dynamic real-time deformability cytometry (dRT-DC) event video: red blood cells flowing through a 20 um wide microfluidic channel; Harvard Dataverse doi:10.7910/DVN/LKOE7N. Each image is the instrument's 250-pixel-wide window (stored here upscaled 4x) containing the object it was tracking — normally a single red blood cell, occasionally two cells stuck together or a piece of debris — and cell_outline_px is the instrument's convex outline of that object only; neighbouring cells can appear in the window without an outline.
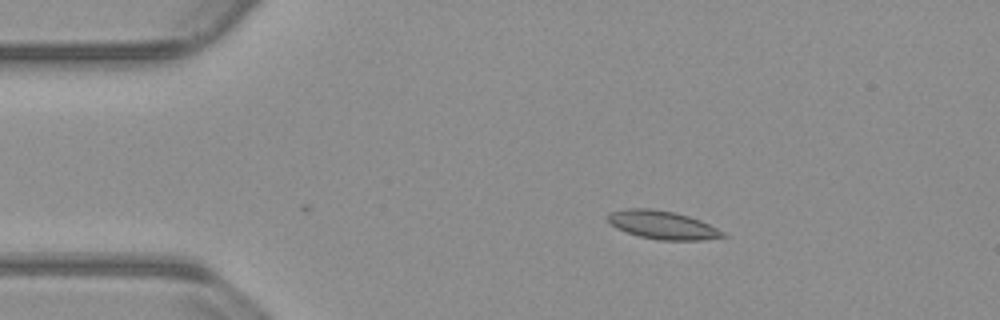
{"species": "common noctule bat (a hibernating species)", "species_latin": "Nyctalus noctula", "temperature_condition": "warm", "stored_images_in_passage": 39, "camera_frame_rate_fps": 3000, "um_per_image_px": 0.085, "animal": {"sex": "male", "body_mass_g": 23.1, "forearm_length_mm": 52.7}, "frame": {"image": 1, "passage_image": 1, "time_ms": 0.0, "image_size_px": [1000, 320], "cell_outline_px": [[728, 236], [700, 240], [660, 240], [640, 236], [616, 228], [608, 224], [604, 216], [608, 212], [624, 208], [652, 208], [676, 212], [700, 220], [724, 232]], "centroid_in_image_um": [56.23, 19.1], "position_along_channel_um": 28.8, "area_um2": 19.19}}
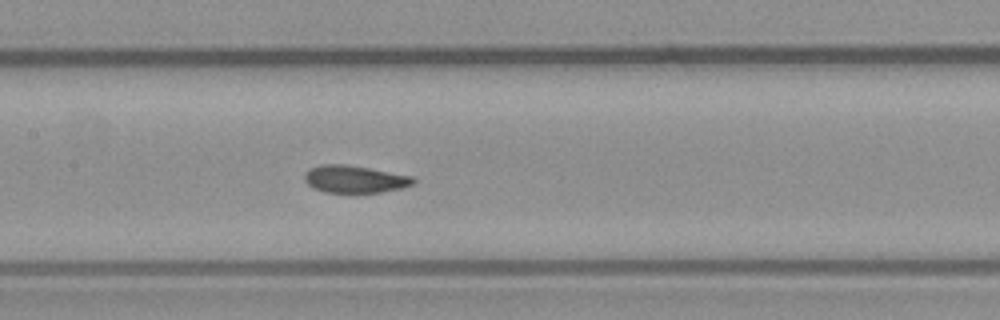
{"frame": {"image": 2, "passage_image": 17, "time_ms": 5.333, "image_size_px": [1000, 320], "cell_outline_px": [[416, 180], [412, 184], [400, 188], [380, 192], [324, 192], [312, 188], [304, 180], [304, 172], [308, 168], [320, 164], [348, 164], [412, 176]], "centroid_in_image_um": [30.08, 15.21], "position_along_channel_um": 177.3, "area_um2": 17.4}}
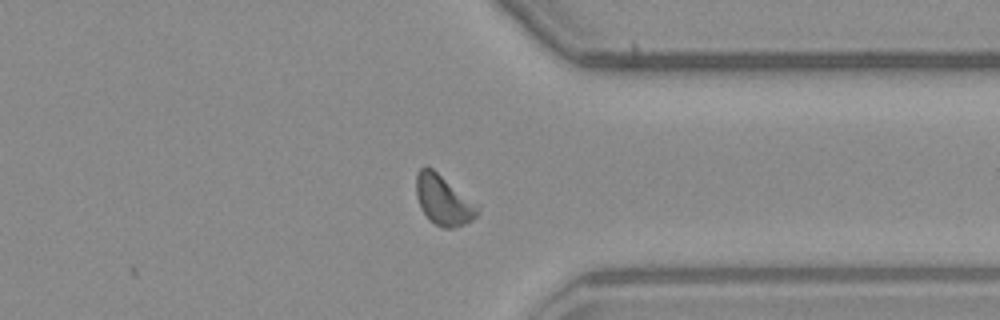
{"frame": {"image": 3, "passage_image": 33, "time_ms": 10.667, "image_size_px": [1000, 320], "cell_outline_px": [[480, 212], [472, 220], [464, 224], [452, 228], [444, 228], [436, 224], [420, 208], [416, 196], [416, 172], [424, 164], [428, 164], [480, 204]], "centroid_in_image_um": [37.72, 16.94], "position_along_channel_um": 373.7, "area_um2": 18.38}, "authors_computed_cell_mechanics": {"area_um2": 17.8602, "velocity_mm_per_s": 3.7874, "shape_relaxation_time_tau1_ms": null, "shape_relaxation_time_tau2_ms": 0.9001, "deformation_change_tau1": null, "deformation_change_tau2": 0.0503}}